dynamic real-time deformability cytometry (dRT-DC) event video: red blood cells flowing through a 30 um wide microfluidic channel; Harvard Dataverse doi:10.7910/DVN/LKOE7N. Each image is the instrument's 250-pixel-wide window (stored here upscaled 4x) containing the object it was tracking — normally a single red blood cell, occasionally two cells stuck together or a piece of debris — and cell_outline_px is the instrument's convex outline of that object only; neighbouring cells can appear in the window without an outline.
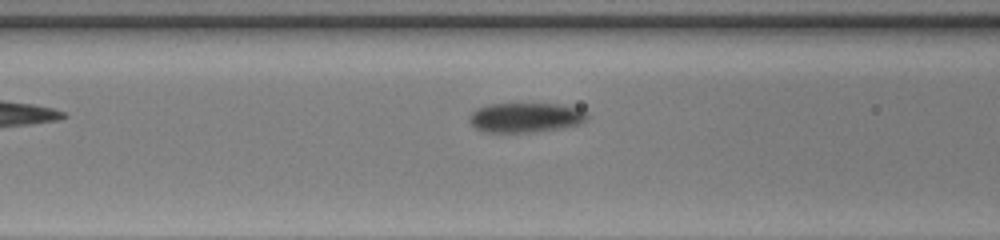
{"species": "common noctule bat (a hibernating species)", "species_latin": "Nyctalus noctula", "temperature_condition": "warm", "stored_images_in_passage": 9, "camera_frame_rate_fps": 3000, "um_per_image_px": 0.085, "animal": {"sex": "female", "body_mass_g": 20.0, "forearm_length_mm": 54.0}, "frame": {"image": 1, "passage_image": 8, "time_ms": 2.333, "image_size_px": [1000, 240], "cell_outline_px": [[588, 120], [580, 124], [560, 128], [532, 132], [484, 132], [476, 128], [468, 120], [472, 112], [476, 108], [488, 104], [556, 104], [580, 108], [588, 112]], "centroid_in_image_um": [44.7, 9.99], "position_along_channel_um": 121.9, "area_um2": 20.46}}